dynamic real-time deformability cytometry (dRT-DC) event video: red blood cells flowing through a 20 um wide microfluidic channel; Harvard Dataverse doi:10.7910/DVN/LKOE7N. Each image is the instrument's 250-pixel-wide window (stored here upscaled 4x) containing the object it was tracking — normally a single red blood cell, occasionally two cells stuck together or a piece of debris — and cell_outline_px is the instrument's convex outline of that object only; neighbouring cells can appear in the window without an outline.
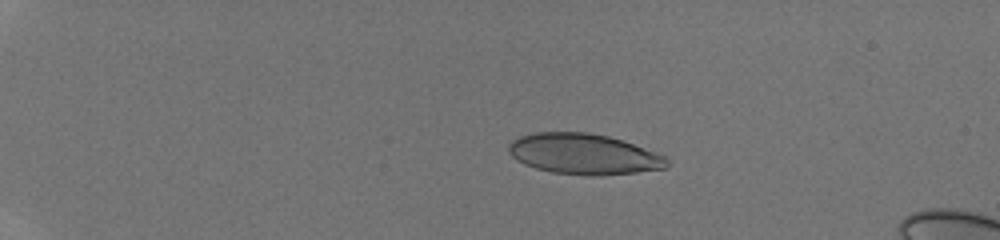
{"species": "human", "species_latin": "Homo sapiens", "temperature_condition": "room temperature", "stored_images_in_passage": 41, "camera_frame_rate_fps": 3000, "um_per_image_px": 0.085, "donor": {"sex": "male"}, "frame": {"image": 1, "passage_image": 6, "time_ms": 1.667, "image_size_px": [1000, 240], "cell_outline_px": [[668, 168], [636, 172], [600, 176], [588, 176], [552, 172], [536, 168], [524, 164], [516, 160], [508, 152], [508, 144], [512, 140], [520, 136], [536, 132], [588, 132], [608, 136], [624, 140], [664, 156], [668, 160]], "centroid_in_image_um": [49.6, 13.1], "position_along_channel_um": 35.4, "area_um2": 37.69}}
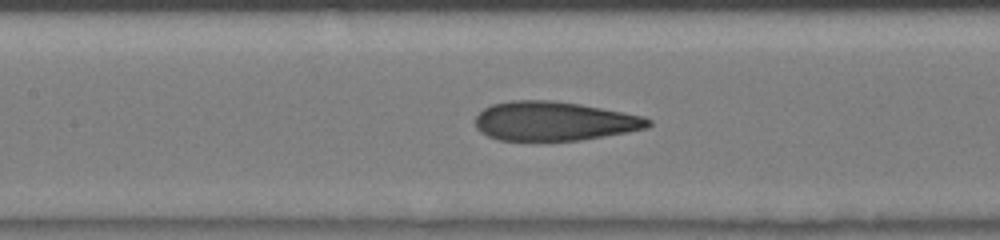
{"frame": {"image": 2, "passage_image": 20, "time_ms": 6.333, "image_size_px": [1000, 240], "cell_outline_px": [[652, 124], [648, 128], [628, 132], [580, 140], [500, 140], [488, 136], [480, 132], [476, 128], [476, 116], [484, 108], [492, 104], [512, 100], [552, 100], [580, 104], [644, 116], [652, 120]], "centroid_in_image_um": [47.12, 10.29], "position_along_channel_um": 160.3, "area_um2": 39.42}}
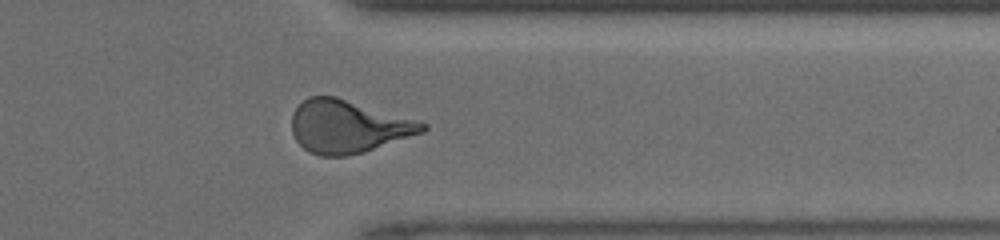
{"frame": {"image": 3, "passage_image": 34, "time_ms": 11.0, "image_size_px": [1000, 240], "cell_outline_px": [[428, 128], [424, 132], [364, 152], [344, 156], [320, 156], [308, 152], [296, 140], [292, 132], [292, 112], [308, 96], [336, 96], [428, 124]], "centroid_in_image_um": [29.56, 10.76], "position_along_channel_um": 381.8, "area_um2": 40.0}}